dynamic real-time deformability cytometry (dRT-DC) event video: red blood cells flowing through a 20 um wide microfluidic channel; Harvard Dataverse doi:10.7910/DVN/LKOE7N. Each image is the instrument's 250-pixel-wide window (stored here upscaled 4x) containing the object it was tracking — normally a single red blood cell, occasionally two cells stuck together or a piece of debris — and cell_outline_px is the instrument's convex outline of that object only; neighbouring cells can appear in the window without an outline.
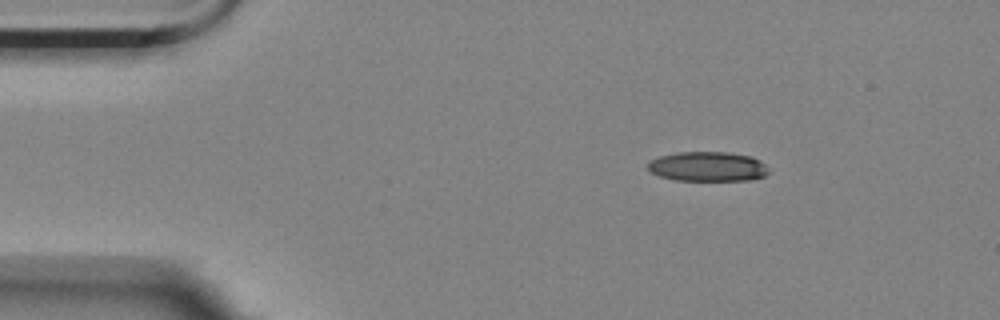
{"species": "Egyptian fruit bat (a non-hibernating species)", "species_latin": "Rousettus aegyptiacus", "temperature_condition": "room temperature", "stored_images_in_passage": 2, "camera_frame_rate_fps": 3000, "um_per_image_px": 0.085, "animal": {"sex": "female"}, "frame": {"image": 1, "passage_image": 1, "time_ms": 0.0, "image_size_px": [1000, 320], "cell_outline_px": [[768, 172], [764, 176], [752, 180], [676, 180], [660, 176], [652, 172], [648, 168], [648, 164], [652, 160], [660, 156], [680, 152], [728, 152], [752, 156], [760, 160], [768, 168]], "centroid_in_image_um": [60.2, 14.15], "position_along_channel_um": 24.8, "area_um2": 20.75}}